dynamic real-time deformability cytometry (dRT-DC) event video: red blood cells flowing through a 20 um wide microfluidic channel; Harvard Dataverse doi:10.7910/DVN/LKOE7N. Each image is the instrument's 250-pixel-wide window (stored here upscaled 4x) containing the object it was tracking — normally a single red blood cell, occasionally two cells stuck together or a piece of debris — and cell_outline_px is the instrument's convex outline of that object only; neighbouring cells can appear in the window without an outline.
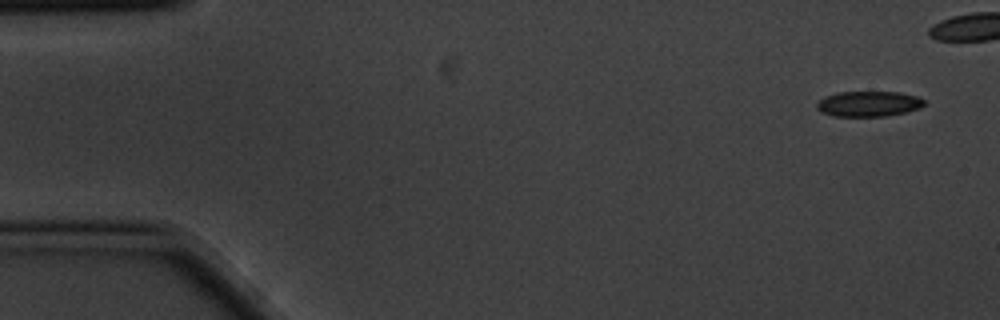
{"species": "common noctule bat (a hibernating species)", "species_latin": "Nyctalus noctula", "temperature_condition": "cold", "stored_images_in_passage": 7, "camera_frame_rate_fps": 3000, "um_per_image_px": 0.085, "animal": {"sex": "male", "body_mass_g": 20.1, "forearm_length_mm": 53.5}, "frame": {"image": 1, "passage_image": 1, "time_ms": 0.0, "image_size_px": [1000, 320], "cell_outline_px": [[924, 104], [920, 108], [904, 112], [884, 116], [836, 116], [820, 112], [816, 108], [816, 104], [824, 96], [840, 92], [900, 92], [916, 96], [924, 100]], "centroid_in_image_um": [73.8, 8.82], "position_along_channel_um": 11.2, "area_um2": 15.78}}